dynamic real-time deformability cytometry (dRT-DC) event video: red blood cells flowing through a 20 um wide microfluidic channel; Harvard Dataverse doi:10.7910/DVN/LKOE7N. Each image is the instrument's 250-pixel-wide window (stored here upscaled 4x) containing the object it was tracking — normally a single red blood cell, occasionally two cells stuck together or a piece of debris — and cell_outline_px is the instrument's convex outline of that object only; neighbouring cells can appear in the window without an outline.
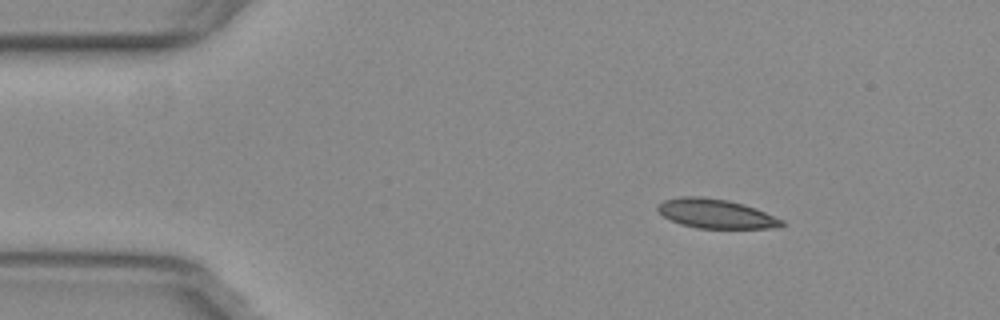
{"species": "common noctule bat (a hibernating species)", "species_latin": "Nyctalus noctula", "temperature_condition": "warm", "stored_images_in_passage": 42, "camera_frame_rate_fps": 3000, "um_per_image_px": 0.085, "animal": {"sex": "female", "body_mass_g": 29.2, "forearm_length_mm": 56.3}, "frame": {"image": 1, "passage_image": 7, "time_ms": 2.0, "image_size_px": [1000, 320], "cell_outline_px": [[784, 224], [780, 228], [696, 228], [680, 224], [664, 216], [656, 208], [656, 204], [664, 200], [680, 196], [704, 196], [728, 200], [744, 204], [756, 208], [784, 220]], "centroid_in_image_um": [60.85, 18.15], "position_along_channel_um": 24.1, "area_um2": 21.33}}
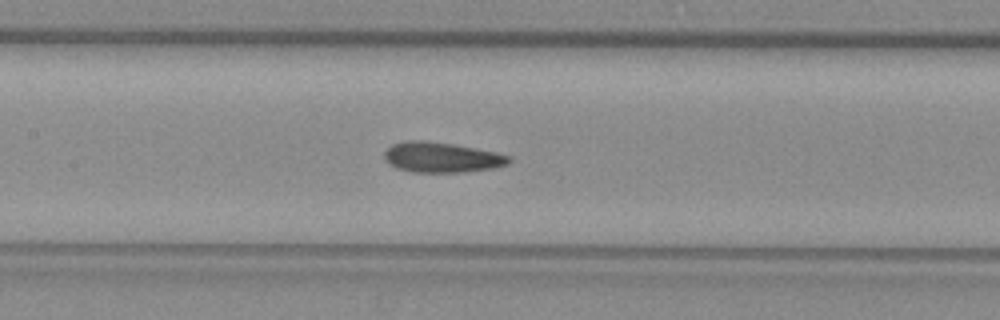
{"frame": {"image": 2, "passage_image": 24, "time_ms": 7.667, "image_size_px": [1000, 320], "cell_outline_px": [[512, 160], [508, 164], [492, 168], [464, 172], [412, 172], [396, 168], [388, 164], [384, 160], [384, 152], [392, 144], [408, 140], [424, 140], [452, 144], [496, 152], [512, 156]], "centroid_in_image_um": [37.52, 13.37], "position_along_channel_um": 169.9, "area_um2": 22.08}}
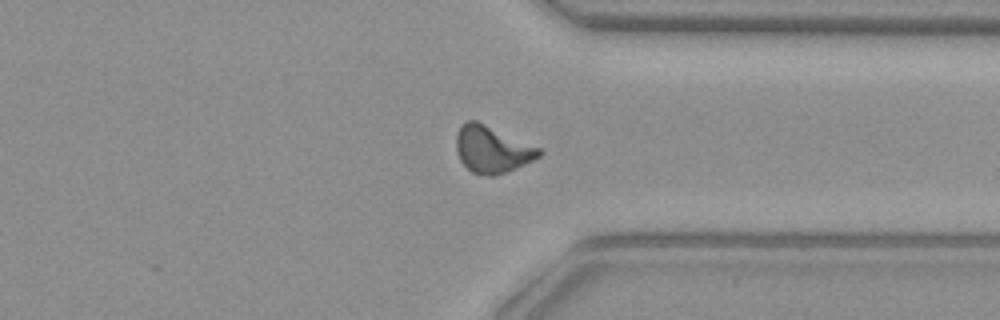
{"frame": {"image": 3, "passage_image": 40, "time_ms": 13.0, "image_size_px": [1000, 320], "cell_outline_px": [[544, 152], [540, 156], [516, 168], [496, 176], [488, 176], [472, 172], [460, 160], [456, 148], [456, 136], [460, 124], [468, 120], [476, 120], [540, 148]], "centroid_in_image_um": [41.81, 12.69], "position_along_channel_um": 369.6, "area_um2": 22.48}, "authors_computed_cell_mechanics": {"area_um2": 21.5305, "velocity_mm_per_s": 3.79, "shape_relaxation_time_tau1_ms": null, "shape_relaxation_time_tau2_ms": 2.5104, "deformation_change_tau1": null, "deformation_change_tau2": 0.0932}}